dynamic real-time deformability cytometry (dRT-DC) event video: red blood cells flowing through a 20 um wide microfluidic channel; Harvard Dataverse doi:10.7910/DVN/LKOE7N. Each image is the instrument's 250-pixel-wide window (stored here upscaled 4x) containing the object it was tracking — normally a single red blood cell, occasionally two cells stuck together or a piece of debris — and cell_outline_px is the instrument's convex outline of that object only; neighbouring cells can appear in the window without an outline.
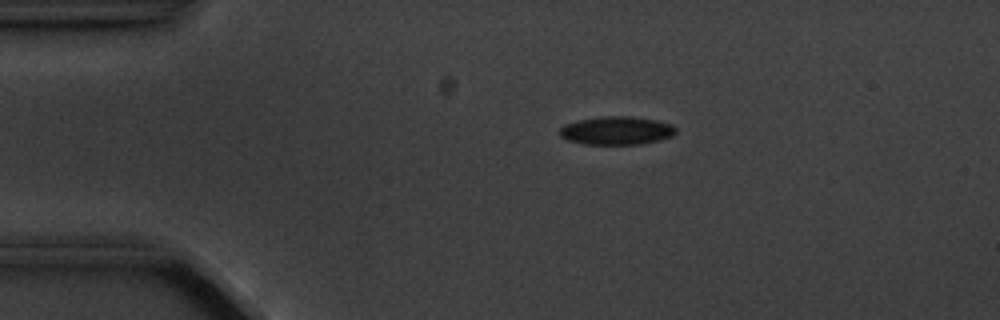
{"species": "common noctule bat (a hibernating species)", "species_latin": "Nyctalus noctula", "temperature_condition": "cold", "stored_images_in_passage": 9, "camera_frame_rate_fps": 3000, "um_per_image_px": 0.085, "animal": {"sex": "male", "body_mass_g": 20.1, "forearm_length_mm": 53.5}, "frame": {"image": 1, "passage_image": 2, "time_ms": 1.0, "image_size_px": [1000, 320], "cell_outline_px": [[676, 132], [672, 136], [660, 140], [640, 144], [584, 144], [568, 140], [560, 136], [560, 128], [564, 124], [580, 120], [600, 116], [632, 116], [656, 120], [672, 124], [676, 128]], "centroid_in_image_um": [52.42, 11.09], "position_along_channel_um": 32.6, "area_um2": 19.19}}
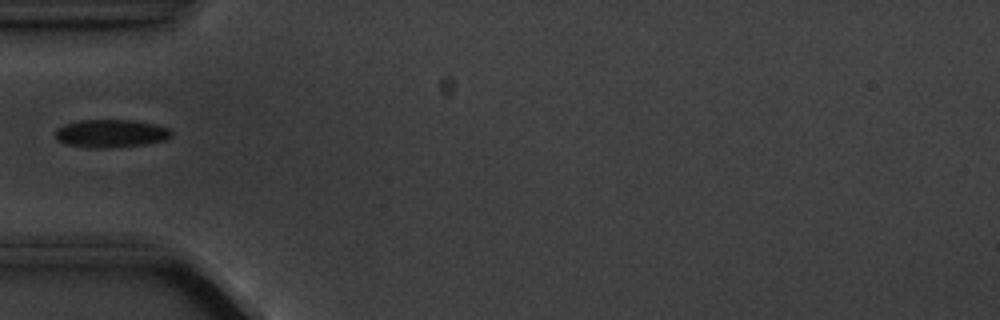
{"frame": {"image": 2, "passage_image": 4, "time_ms": 3.333, "image_size_px": [1000, 320], "cell_outline_px": [[172, 136], [164, 140], [144, 144], [108, 148], [88, 148], [64, 144], [56, 136], [56, 128], [64, 124], [80, 120], [132, 120], [156, 124], [168, 128], [172, 132]], "centroid_in_image_um": [9.42, 11.34], "position_along_channel_um": 75.6, "area_um2": 18.96}}
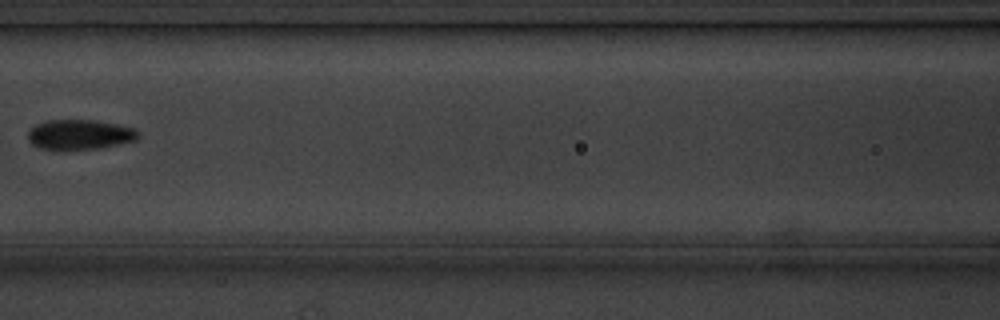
{"frame": {"image": 3, "passage_image": 6, "time_ms": 5.667, "image_size_px": [1000, 320], "cell_outline_px": [[140, 136], [136, 140], [100, 148], [56, 152], [40, 148], [32, 144], [28, 140], [28, 132], [36, 124], [48, 120], [92, 120], [116, 124], [136, 128], [140, 132]], "centroid_in_image_um": [6.76, 11.47], "position_along_channel_um": 159.8, "area_um2": 19.77}}